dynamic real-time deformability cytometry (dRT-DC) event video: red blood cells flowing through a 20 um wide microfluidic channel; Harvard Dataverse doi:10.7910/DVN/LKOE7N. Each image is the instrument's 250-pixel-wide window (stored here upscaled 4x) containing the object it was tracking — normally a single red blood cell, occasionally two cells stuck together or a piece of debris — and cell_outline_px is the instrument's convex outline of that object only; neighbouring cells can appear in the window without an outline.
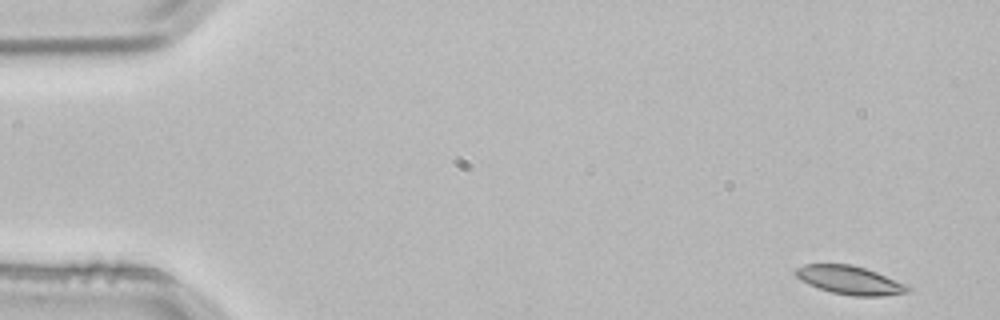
{"species": "common noctule bat (a hibernating species)", "species_latin": "Nyctalus noctula", "temperature_condition": "room temperature", "stored_images_in_passage": 4, "camera_frame_rate_fps": 3000, "um_per_image_px": 0.085, "animal": {"sex": "male", "body_mass_g": 21.5, "forearm_length_mm": 52.0}, "frame": {"image": 1, "passage_image": 1, "time_ms": 0.0, "image_size_px": [1000, 320], "cell_outline_px": [[912, 288], [908, 292], [884, 296], [852, 296], [832, 292], [808, 284], [800, 280], [792, 272], [796, 268], [804, 264], [852, 264], [876, 272], [904, 284]], "centroid_in_image_um": [72.18, 23.81], "position_along_channel_um": 12.8, "area_um2": 18.5}}
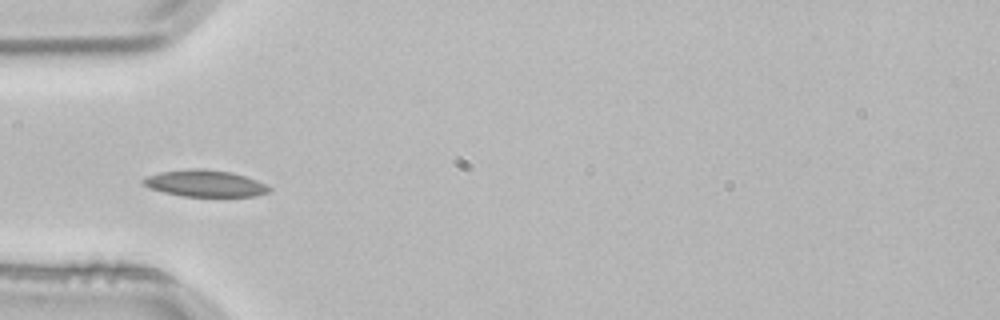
{"frame": {"image": 2, "passage_image": 3, "time_ms": 0.667, "image_size_px": [1000, 320], "cell_outline_px": [[272, 192], [256, 196], [184, 196], [164, 192], [148, 188], [140, 180], [144, 176], [160, 172], [188, 168], [204, 168], [232, 172], [256, 180], [272, 188]], "centroid_in_image_um": [17.4, 15.58], "position_along_channel_um": 67.6, "area_um2": 19.77}}